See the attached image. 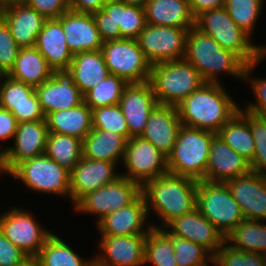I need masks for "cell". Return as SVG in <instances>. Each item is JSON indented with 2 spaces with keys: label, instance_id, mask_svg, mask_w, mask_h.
Masks as SVG:
<instances>
[{
  "label": "cell",
  "instance_id": "28",
  "mask_svg": "<svg viewBox=\"0 0 266 266\" xmlns=\"http://www.w3.org/2000/svg\"><path fill=\"white\" fill-rule=\"evenodd\" d=\"M66 73L83 95L109 75L101 50L74 54Z\"/></svg>",
  "mask_w": 266,
  "mask_h": 266
},
{
  "label": "cell",
  "instance_id": "6",
  "mask_svg": "<svg viewBox=\"0 0 266 266\" xmlns=\"http://www.w3.org/2000/svg\"><path fill=\"white\" fill-rule=\"evenodd\" d=\"M149 82L158 104L178 105L205 81L185 59L153 64Z\"/></svg>",
  "mask_w": 266,
  "mask_h": 266
},
{
  "label": "cell",
  "instance_id": "39",
  "mask_svg": "<svg viewBox=\"0 0 266 266\" xmlns=\"http://www.w3.org/2000/svg\"><path fill=\"white\" fill-rule=\"evenodd\" d=\"M22 104H40L35 88L8 75H0V107L12 112Z\"/></svg>",
  "mask_w": 266,
  "mask_h": 266
},
{
  "label": "cell",
  "instance_id": "32",
  "mask_svg": "<svg viewBox=\"0 0 266 266\" xmlns=\"http://www.w3.org/2000/svg\"><path fill=\"white\" fill-rule=\"evenodd\" d=\"M216 135L249 163L252 162L255 154V142L249 123L248 112L240 108V110L221 127Z\"/></svg>",
  "mask_w": 266,
  "mask_h": 266
},
{
  "label": "cell",
  "instance_id": "11",
  "mask_svg": "<svg viewBox=\"0 0 266 266\" xmlns=\"http://www.w3.org/2000/svg\"><path fill=\"white\" fill-rule=\"evenodd\" d=\"M188 31L185 28L146 23L136 40L147 60L153 65L184 59Z\"/></svg>",
  "mask_w": 266,
  "mask_h": 266
},
{
  "label": "cell",
  "instance_id": "56",
  "mask_svg": "<svg viewBox=\"0 0 266 266\" xmlns=\"http://www.w3.org/2000/svg\"><path fill=\"white\" fill-rule=\"evenodd\" d=\"M120 1H123L127 5L139 6L144 8L148 0H120Z\"/></svg>",
  "mask_w": 266,
  "mask_h": 266
},
{
  "label": "cell",
  "instance_id": "18",
  "mask_svg": "<svg viewBox=\"0 0 266 266\" xmlns=\"http://www.w3.org/2000/svg\"><path fill=\"white\" fill-rule=\"evenodd\" d=\"M163 229L169 235L190 240L202 246L212 256L225 242L223 235L197 208L184 216L171 220Z\"/></svg>",
  "mask_w": 266,
  "mask_h": 266
},
{
  "label": "cell",
  "instance_id": "15",
  "mask_svg": "<svg viewBox=\"0 0 266 266\" xmlns=\"http://www.w3.org/2000/svg\"><path fill=\"white\" fill-rule=\"evenodd\" d=\"M118 163L82 157L70 171V200L75 206L85 195L117 180Z\"/></svg>",
  "mask_w": 266,
  "mask_h": 266
},
{
  "label": "cell",
  "instance_id": "23",
  "mask_svg": "<svg viewBox=\"0 0 266 266\" xmlns=\"http://www.w3.org/2000/svg\"><path fill=\"white\" fill-rule=\"evenodd\" d=\"M250 172V163L215 135L205 169V180L226 183Z\"/></svg>",
  "mask_w": 266,
  "mask_h": 266
},
{
  "label": "cell",
  "instance_id": "59",
  "mask_svg": "<svg viewBox=\"0 0 266 266\" xmlns=\"http://www.w3.org/2000/svg\"><path fill=\"white\" fill-rule=\"evenodd\" d=\"M103 1L105 3V2H109V1H118V0H103Z\"/></svg>",
  "mask_w": 266,
  "mask_h": 266
},
{
  "label": "cell",
  "instance_id": "22",
  "mask_svg": "<svg viewBox=\"0 0 266 266\" xmlns=\"http://www.w3.org/2000/svg\"><path fill=\"white\" fill-rule=\"evenodd\" d=\"M57 19L62 24L67 46L73 55L101 50L103 42L92 13L76 12L69 9Z\"/></svg>",
  "mask_w": 266,
  "mask_h": 266
},
{
  "label": "cell",
  "instance_id": "27",
  "mask_svg": "<svg viewBox=\"0 0 266 266\" xmlns=\"http://www.w3.org/2000/svg\"><path fill=\"white\" fill-rule=\"evenodd\" d=\"M146 23L190 29L195 26L188 0H148L144 7Z\"/></svg>",
  "mask_w": 266,
  "mask_h": 266
},
{
  "label": "cell",
  "instance_id": "36",
  "mask_svg": "<svg viewBox=\"0 0 266 266\" xmlns=\"http://www.w3.org/2000/svg\"><path fill=\"white\" fill-rule=\"evenodd\" d=\"M45 154L70 172L82 158V140L70 135L49 133Z\"/></svg>",
  "mask_w": 266,
  "mask_h": 266
},
{
  "label": "cell",
  "instance_id": "25",
  "mask_svg": "<svg viewBox=\"0 0 266 266\" xmlns=\"http://www.w3.org/2000/svg\"><path fill=\"white\" fill-rule=\"evenodd\" d=\"M46 59L54 72H66L72 63L62 24L57 18L46 19L34 46Z\"/></svg>",
  "mask_w": 266,
  "mask_h": 266
},
{
  "label": "cell",
  "instance_id": "5",
  "mask_svg": "<svg viewBox=\"0 0 266 266\" xmlns=\"http://www.w3.org/2000/svg\"><path fill=\"white\" fill-rule=\"evenodd\" d=\"M216 133L181 126L172 152L167 157L168 173L205 180V169Z\"/></svg>",
  "mask_w": 266,
  "mask_h": 266
},
{
  "label": "cell",
  "instance_id": "1",
  "mask_svg": "<svg viewBox=\"0 0 266 266\" xmlns=\"http://www.w3.org/2000/svg\"><path fill=\"white\" fill-rule=\"evenodd\" d=\"M222 86L205 82L176 105L181 124L217 133L241 108Z\"/></svg>",
  "mask_w": 266,
  "mask_h": 266
},
{
  "label": "cell",
  "instance_id": "50",
  "mask_svg": "<svg viewBox=\"0 0 266 266\" xmlns=\"http://www.w3.org/2000/svg\"><path fill=\"white\" fill-rule=\"evenodd\" d=\"M17 127L18 121L14 115L10 111L0 107V140L5 142L9 138L14 139Z\"/></svg>",
  "mask_w": 266,
  "mask_h": 266
},
{
  "label": "cell",
  "instance_id": "16",
  "mask_svg": "<svg viewBox=\"0 0 266 266\" xmlns=\"http://www.w3.org/2000/svg\"><path fill=\"white\" fill-rule=\"evenodd\" d=\"M147 235L109 236L101 235L94 266H141L144 263Z\"/></svg>",
  "mask_w": 266,
  "mask_h": 266
},
{
  "label": "cell",
  "instance_id": "47",
  "mask_svg": "<svg viewBox=\"0 0 266 266\" xmlns=\"http://www.w3.org/2000/svg\"><path fill=\"white\" fill-rule=\"evenodd\" d=\"M28 256L0 231V266H16Z\"/></svg>",
  "mask_w": 266,
  "mask_h": 266
},
{
  "label": "cell",
  "instance_id": "17",
  "mask_svg": "<svg viewBox=\"0 0 266 266\" xmlns=\"http://www.w3.org/2000/svg\"><path fill=\"white\" fill-rule=\"evenodd\" d=\"M226 184L245 219L266 221V174L251 171Z\"/></svg>",
  "mask_w": 266,
  "mask_h": 266
},
{
  "label": "cell",
  "instance_id": "43",
  "mask_svg": "<svg viewBox=\"0 0 266 266\" xmlns=\"http://www.w3.org/2000/svg\"><path fill=\"white\" fill-rule=\"evenodd\" d=\"M218 266H266L262 254L241 251L224 242L213 256Z\"/></svg>",
  "mask_w": 266,
  "mask_h": 266
},
{
  "label": "cell",
  "instance_id": "42",
  "mask_svg": "<svg viewBox=\"0 0 266 266\" xmlns=\"http://www.w3.org/2000/svg\"><path fill=\"white\" fill-rule=\"evenodd\" d=\"M172 240L178 266H209L207 263H213V256L202 246L173 235Z\"/></svg>",
  "mask_w": 266,
  "mask_h": 266
},
{
  "label": "cell",
  "instance_id": "49",
  "mask_svg": "<svg viewBox=\"0 0 266 266\" xmlns=\"http://www.w3.org/2000/svg\"><path fill=\"white\" fill-rule=\"evenodd\" d=\"M18 123L45 120V113L40 104H22L14 107L11 112Z\"/></svg>",
  "mask_w": 266,
  "mask_h": 266
},
{
  "label": "cell",
  "instance_id": "7",
  "mask_svg": "<svg viewBox=\"0 0 266 266\" xmlns=\"http://www.w3.org/2000/svg\"><path fill=\"white\" fill-rule=\"evenodd\" d=\"M196 208L224 238L245 219L226 183L198 181Z\"/></svg>",
  "mask_w": 266,
  "mask_h": 266
},
{
  "label": "cell",
  "instance_id": "3",
  "mask_svg": "<svg viewBox=\"0 0 266 266\" xmlns=\"http://www.w3.org/2000/svg\"><path fill=\"white\" fill-rule=\"evenodd\" d=\"M184 59L209 83H220V73L243 81L247 65L236 53L222 48L215 39L195 26L188 31Z\"/></svg>",
  "mask_w": 266,
  "mask_h": 266
},
{
  "label": "cell",
  "instance_id": "2",
  "mask_svg": "<svg viewBox=\"0 0 266 266\" xmlns=\"http://www.w3.org/2000/svg\"><path fill=\"white\" fill-rule=\"evenodd\" d=\"M197 185V180L170 173L145 182L141 194L148 215L154 211L162 220V224L154 223L152 227L163 229L171 220L192 212L196 208Z\"/></svg>",
  "mask_w": 266,
  "mask_h": 266
},
{
  "label": "cell",
  "instance_id": "60",
  "mask_svg": "<svg viewBox=\"0 0 266 266\" xmlns=\"http://www.w3.org/2000/svg\"><path fill=\"white\" fill-rule=\"evenodd\" d=\"M261 117L266 121V115H261Z\"/></svg>",
  "mask_w": 266,
  "mask_h": 266
},
{
  "label": "cell",
  "instance_id": "53",
  "mask_svg": "<svg viewBox=\"0 0 266 266\" xmlns=\"http://www.w3.org/2000/svg\"><path fill=\"white\" fill-rule=\"evenodd\" d=\"M103 5V0H69V9L82 13L97 12Z\"/></svg>",
  "mask_w": 266,
  "mask_h": 266
},
{
  "label": "cell",
  "instance_id": "57",
  "mask_svg": "<svg viewBox=\"0 0 266 266\" xmlns=\"http://www.w3.org/2000/svg\"><path fill=\"white\" fill-rule=\"evenodd\" d=\"M16 266H39V263L37 261V258H35V257H28L21 264H18Z\"/></svg>",
  "mask_w": 266,
  "mask_h": 266
},
{
  "label": "cell",
  "instance_id": "40",
  "mask_svg": "<svg viewBox=\"0 0 266 266\" xmlns=\"http://www.w3.org/2000/svg\"><path fill=\"white\" fill-rule=\"evenodd\" d=\"M263 3V0H226L225 8L234 23L251 36Z\"/></svg>",
  "mask_w": 266,
  "mask_h": 266
},
{
  "label": "cell",
  "instance_id": "14",
  "mask_svg": "<svg viewBox=\"0 0 266 266\" xmlns=\"http://www.w3.org/2000/svg\"><path fill=\"white\" fill-rule=\"evenodd\" d=\"M48 134L45 120L18 123L13 146L0 150V172L8 174L18 163L45 154Z\"/></svg>",
  "mask_w": 266,
  "mask_h": 266
},
{
  "label": "cell",
  "instance_id": "34",
  "mask_svg": "<svg viewBox=\"0 0 266 266\" xmlns=\"http://www.w3.org/2000/svg\"><path fill=\"white\" fill-rule=\"evenodd\" d=\"M225 242L241 251L263 254L266 252V224L244 219L227 235Z\"/></svg>",
  "mask_w": 266,
  "mask_h": 266
},
{
  "label": "cell",
  "instance_id": "13",
  "mask_svg": "<svg viewBox=\"0 0 266 266\" xmlns=\"http://www.w3.org/2000/svg\"><path fill=\"white\" fill-rule=\"evenodd\" d=\"M123 165L126 173H121V176L140 186L168 173L167 156L141 136L131 137L127 141Z\"/></svg>",
  "mask_w": 266,
  "mask_h": 266
},
{
  "label": "cell",
  "instance_id": "31",
  "mask_svg": "<svg viewBox=\"0 0 266 266\" xmlns=\"http://www.w3.org/2000/svg\"><path fill=\"white\" fill-rule=\"evenodd\" d=\"M54 73L35 47H26L20 48L17 59L7 75L35 88L46 82Z\"/></svg>",
  "mask_w": 266,
  "mask_h": 266
},
{
  "label": "cell",
  "instance_id": "8",
  "mask_svg": "<svg viewBox=\"0 0 266 266\" xmlns=\"http://www.w3.org/2000/svg\"><path fill=\"white\" fill-rule=\"evenodd\" d=\"M8 174L36 193L70 198V172L46 154L18 163Z\"/></svg>",
  "mask_w": 266,
  "mask_h": 266
},
{
  "label": "cell",
  "instance_id": "51",
  "mask_svg": "<svg viewBox=\"0 0 266 266\" xmlns=\"http://www.w3.org/2000/svg\"><path fill=\"white\" fill-rule=\"evenodd\" d=\"M249 123L255 145L266 144V121L261 116L249 113Z\"/></svg>",
  "mask_w": 266,
  "mask_h": 266
},
{
  "label": "cell",
  "instance_id": "20",
  "mask_svg": "<svg viewBox=\"0 0 266 266\" xmlns=\"http://www.w3.org/2000/svg\"><path fill=\"white\" fill-rule=\"evenodd\" d=\"M148 217L145 199L140 194L128 206L106 215L96 226L101 235H147L153 228L152 224L147 223ZM145 223L147 224L145 225Z\"/></svg>",
  "mask_w": 266,
  "mask_h": 266
},
{
  "label": "cell",
  "instance_id": "24",
  "mask_svg": "<svg viewBox=\"0 0 266 266\" xmlns=\"http://www.w3.org/2000/svg\"><path fill=\"white\" fill-rule=\"evenodd\" d=\"M181 126L176 106L158 104L149 115L141 137L168 157L176 143Z\"/></svg>",
  "mask_w": 266,
  "mask_h": 266
},
{
  "label": "cell",
  "instance_id": "29",
  "mask_svg": "<svg viewBox=\"0 0 266 266\" xmlns=\"http://www.w3.org/2000/svg\"><path fill=\"white\" fill-rule=\"evenodd\" d=\"M45 121L49 133L70 135L81 140L93 129L91 108L85 102L71 109L48 113Z\"/></svg>",
  "mask_w": 266,
  "mask_h": 266
},
{
  "label": "cell",
  "instance_id": "55",
  "mask_svg": "<svg viewBox=\"0 0 266 266\" xmlns=\"http://www.w3.org/2000/svg\"><path fill=\"white\" fill-rule=\"evenodd\" d=\"M28 0H0V10L14 4H26Z\"/></svg>",
  "mask_w": 266,
  "mask_h": 266
},
{
  "label": "cell",
  "instance_id": "45",
  "mask_svg": "<svg viewBox=\"0 0 266 266\" xmlns=\"http://www.w3.org/2000/svg\"><path fill=\"white\" fill-rule=\"evenodd\" d=\"M20 47L12 37L9 27L0 17V75H7L17 59Z\"/></svg>",
  "mask_w": 266,
  "mask_h": 266
},
{
  "label": "cell",
  "instance_id": "26",
  "mask_svg": "<svg viewBox=\"0 0 266 266\" xmlns=\"http://www.w3.org/2000/svg\"><path fill=\"white\" fill-rule=\"evenodd\" d=\"M0 17L20 48L34 47L46 18L27 4H14L0 10Z\"/></svg>",
  "mask_w": 266,
  "mask_h": 266
},
{
  "label": "cell",
  "instance_id": "10",
  "mask_svg": "<svg viewBox=\"0 0 266 266\" xmlns=\"http://www.w3.org/2000/svg\"><path fill=\"white\" fill-rule=\"evenodd\" d=\"M141 194V186L120 176L114 182L85 195L75 206L79 213L95 214L96 224L106 215L131 204Z\"/></svg>",
  "mask_w": 266,
  "mask_h": 266
},
{
  "label": "cell",
  "instance_id": "46",
  "mask_svg": "<svg viewBox=\"0 0 266 266\" xmlns=\"http://www.w3.org/2000/svg\"><path fill=\"white\" fill-rule=\"evenodd\" d=\"M26 4L46 19L59 18L69 10V0H28Z\"/></svg>",
  "mask_w": 266,
  "mask_h": 266
},
{
  "label": "cell",
  "instance_id": "33",
  "mask_svg": "<svg viewBox=\"0 0 266 266\" xmlns=\"http://www.w3.org/2000/svg\"><path fill=\"white\" fill-rule=\"evenodd\" d=\"M118 24L121 39H136L146 25L144 8L127 5L123 1L105 2L101 9Z\"/></svg>",
  "mask_w": 266,
  "mask_h": 266
},
{
  "label": "cell",
  "instance_id": "12",
  "mask_svg": "<svg viewBox=\"0 0 266 266\" xmlns=\"http://www.w3.org/2000/svg\"><path fill=\"white\" fill-rule=\"evenodd\" d=\"M25 209L12 207L0 215V231L28 257H37L46 240L53 234L43 228ZM40 223V224H39Z\"/></svg>",
  "mask_w": 266,
  "mask_h": 266
},
{
  "label": "cell",
  "instance_id": "9",
  "mask_svg": "<svg viewBox=\"0 0 266 266\" xmlns=\"http://www.w3.org/2000/svg\"><path fill=\"white\" fill-rule=\"evenodd\" d=\"M101 52L109 74L119 76L128 84L149 81L152 64L136 39L122 38L103 42Z\"/></svg>",
  "mask_w": 266,
  "mask_h": 266
},
{
  "label": "cell",
  "instance_id": "54",
  "mask_svg": "<svg viewBox=\"0 0 266 266\" xmlns=\"http://www.w3.org/2000/svg\"><path fill=\"white\" fill-rule=\"evenodd\" d=\"M250 168L252 172L266 174V144L255 145V154Z\"/></svg>",
  "mask_w": 266,
  "mask_h": 266
},
{
  "label": "cell",
  "instance_id": "48",
  "mask_svg": "<svg viewBox=\"0 0 266 266\" xmlns=\"http://www.w3.org/2000/svg\"><path fill=\"white\" fill-rule=\"evenodd\" d=\"M92 14L102 42L121 39V32L118 24H115L106 13L99 10Z\"/></svg>",
  "mask_w": 266,
  "mask_h": 266
},
{
  "label": "cell",
  "instance_id": "38",
  "mask_svg": "<svg viewBox=\"0 0 266 266\" xmlns=\"http://www.w3.org/2000/svg\"><path fill=\"white\" fill-rule=\"evenodd\" d=\"M128 83L116 75L109 74L94 88L87 91L84 102L91 108L119 104L123 91Z\"/></svg>",
  "mask_w": 266,
  "mask_h": 266
},
{
  "label": "cell",
  "instance_id": "37",
  "mask_svg": "<svg viewBox=\"0 0 266 266\" xmlns=\"http://www.w3.org/2000/svg\"><path fill=\"white\" fill-rule=\"evenodd\" d=\"M144 263L151 266H178L172 235L164 229L153 227L146 236Z\"/></svg>",
  "mask_w": 266,
  "mask_h": 266
},
{
  "label": "cell",
  "instance_id": "21",
  "mask_svg": "<svg viewBox=\"0 0 266 266\" xmlns=\"http://www.w3.org/2000/svg\"><path fill=\"white\" fill-rule=\"evenodd\" d=\"M35 92L45 116L84 102L82 92L66 72H55L46 82L35 87Z\"/></svg>",
  "mask_w": 266,
  "mask_h": 266
},
{
  "label": "cell",
  "instance_id": "52",
  "mask_svg": "<svg viewBox=\"0 0 266 266\" xmlns=\"http://www.w3.org/2000/svg\"><path fill=\"white\" fill-rule=\"evenodd\" d=\"M193 16L196 18L204 11L225 7L226 0H188Z\"/></svg>",
  "mask_w": 266,
  "mask_h": 266
},
{
  "label": "cell",
  "instance_id": "30",
  "mask_svg": "<svg viewBox=\"0 0 266 266\" xmlns=\"http://www.w3.org/2000/svg\"><path fill=\"white\" fill-rule=\"evenodd\" d=\"M127 140L112 131L92 129L82 140V157L92 160L121 162Z\"/></svg>",
  "mask_w": 266,
  "mask_h": 266
},
{
  "label": "cell",
  "instance_id": "41",
  "mask_svg": "<svg viewBox=\"0 0 266 266\" xmlns=\"http://www.w3.org/2000/svg\"><path fill=\"white\" fill-rule=\"evenodd\" d=\"M93 129L112 131L129 140V128L119 104L91 109Z\"/></svg>",
  "mask_w": 266,
  "mask_h": 266
},
{
  "label": "cell",
  "instance_id": "35",
  "mask_svg": "<svg viewBox=\"0 0 266 266\" xmlns=\"http://www.w3.org/2000/svg\"><path fill=\"white\" fill-rule=\"evenodd\" d=\"M39 266H94V257L82 258L54 233L46 240L36 257Z\"/></svg>",
  "mask_w": 266,
  "mask_h": 266
},
{
  "label": "cell",
  "instance_id": "44",
  "mask_svg": "<svg viewBox=\"0 0 266 266\" xmlns=\"http://www.w3.org/2000/svg\"><path fill=\"white\" fill-rule=\"evenodd\" d=\"M265 60L266 57H263L259 61L247 64L244 70L243 81L247 83L250 82L251 88L253 89V93L256 98V102H250L246 107L241 108L244 111L254 114V115H266V78H256L252 77V72L255 70L257 64L261 63V61Z\"/></svg>",
  "mask_w": 266,
  "mask_h": 266
},
{
  "label": "cell",
  "instance_id": "19",
  "mask_svg": "<svg viewBox=\"0 0 266 266\" xmlns=\"http://www.w3.org/2000/svg\"><path fill=\"white\" fill-rule=\"evenodd\" d=\"M157 105L158 102L149 81L130 83L125 87L119 106L129 128V139L142 135L147 119Z\"/></svg>",
  "mask_w": 266,
  "mask_h": 266
},
{
  "label": "cell",
  "instance_id": "4",
  "mask_svg": "<svg viewBox=\"0 0 266 266\" xmlns=\"http://www.w3.org/2000/svg\"><path fill=\"white\" fill-rule=\"evenodd\" d=\"M195 27L222 48L236 53L246 64L266 57V45L252 44V37L234 23L225 7L202 12L195 18Z\"/></svg>",
  "mask_w": 266,
  "mask_h": 266
},
{
  "label": "cell",
  "instance_id": "58",
  "mask_svg": "<svg viewBox=\"0 0 266 266\" xmlns=\"http://www.w3.org/2000/svg\"><path fill=\"white\" fill-rule=\"evenodd\" d=\"M262 256H263V259H264V262H265V265H266V252H264V253L262 254Z\"/></svg>",
  "mask_w": 266,
  "mask_h": 266
}]
</instances>
